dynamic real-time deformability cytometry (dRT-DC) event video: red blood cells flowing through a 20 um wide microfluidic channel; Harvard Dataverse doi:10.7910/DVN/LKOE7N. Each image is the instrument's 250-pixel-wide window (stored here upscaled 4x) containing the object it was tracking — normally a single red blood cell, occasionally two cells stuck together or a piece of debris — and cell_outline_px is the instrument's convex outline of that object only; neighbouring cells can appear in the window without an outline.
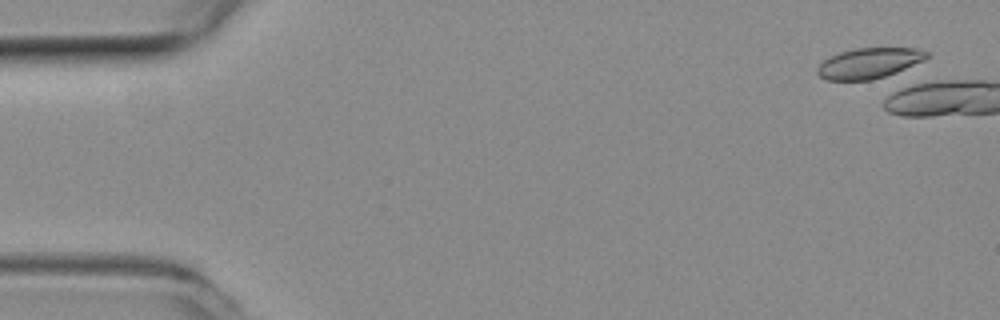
{"species": "common noctule bat (a hibernating species)", "species_latin": "Nyctalus noctula", "temperature_condition": "room temperature", "stored_images_in_passage": 4, "camera_frame_rate_fps": 3000, "um_per_image_px": 0.085, "animal": {"sex": "female", "body_mass_g": 19.3, "forearm_length_mm": 54.1}, "frame": {"image": 1, "passage_image": 3, "time_ms": 0.667, "image_size_px": [1000, 320], "cell_outline_px": [[932, 56], [924, 60], [896, 72], [872, 80], [824, 80], [816, 72], [816, 68], [824, 60], [840, 52], [856, 48], [916, 48], [928, 52]], "centroid_in_image_um": [73.87, 5.37], "position_along_channel_um": 11.1, "area_um2": 19.36}}